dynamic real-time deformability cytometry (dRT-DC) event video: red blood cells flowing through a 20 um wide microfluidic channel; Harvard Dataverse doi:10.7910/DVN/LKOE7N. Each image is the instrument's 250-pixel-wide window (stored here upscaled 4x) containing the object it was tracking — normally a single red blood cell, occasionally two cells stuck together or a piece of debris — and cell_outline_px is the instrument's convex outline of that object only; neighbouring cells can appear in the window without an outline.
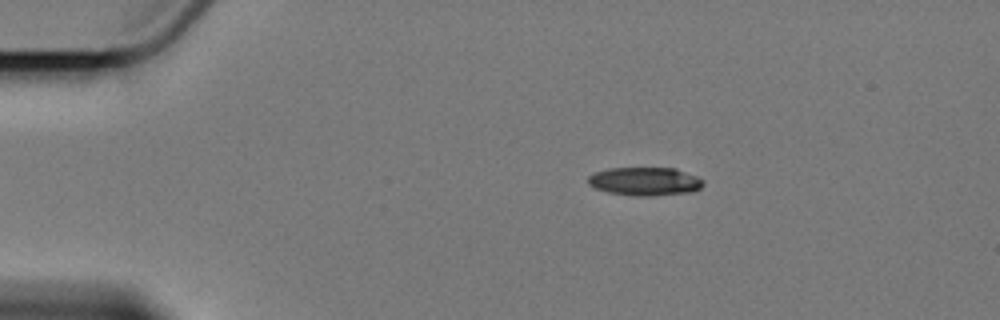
{"species": "Egyptian fruit bat (a non-hibernating species)", "species_latin": "Rousettus aegyptiacus", "temperature_condition": "cold", "stored_images_in_passage": 3, "camera_frame_rate_fps": 3000, "um_per_image_px": 0.085, "animal": {"sex": "female"}, "frame": {"image": 1, "passage_image": 3, "time_ms": 3.0, "image_size_px": [1000, 320], "cell_outline_px": [[704, 184], [700, 188], [692, 192], [652, 196], [636, 196], [608, 192], [596, 188], [588, 184], [588, 176], [592, 172], [608, 168], [676, 168], [696, 176], [704, 180]], "centroid_in_image_um": [54.81, 15.41], "position_along_channel_um": 30.2, "area_um2": 19.19}}